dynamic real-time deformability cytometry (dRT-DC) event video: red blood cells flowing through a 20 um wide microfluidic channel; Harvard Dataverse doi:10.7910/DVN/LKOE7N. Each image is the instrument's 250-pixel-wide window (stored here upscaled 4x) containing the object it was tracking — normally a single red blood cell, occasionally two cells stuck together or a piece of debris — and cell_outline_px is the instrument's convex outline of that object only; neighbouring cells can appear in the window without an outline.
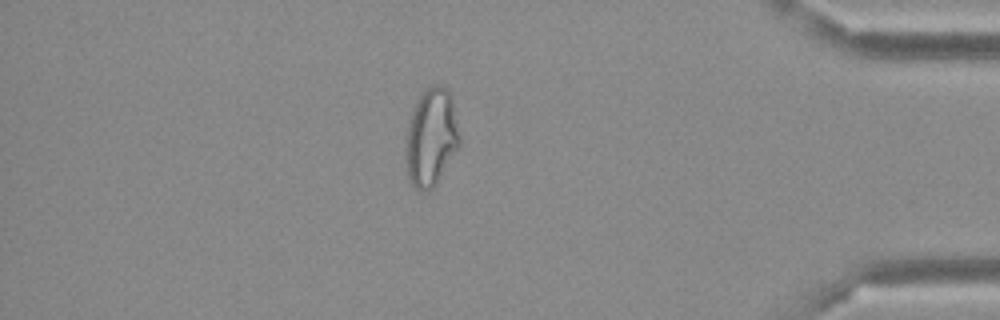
{"species": "Egyptian fruit bat (a non-hibernating species)", "species_latin": "Rousettus aegyptiacus", "temperature_condition": "cold", "stored_images_in_passage": 46, "camera_frame_rate_fps": 3000, "um_per_image_px": 0.085, "frame": {"image": 1, "passage_image": 40, "time_ms": 13.0, "image_size_px": [1000, 320], "cell_outline_px": [[460, 148], [436, 184], [432, 188], [424, 192], [420, 192], [408, 180], [404, 160], [404, 148], [408, 124], [412, 108], [420, 92], [436, 84], [448, 88], [452, 96], [460, 132]], "centroid_in_image_um": [36.64, 11.69], "position_along_channel_um": 398.6, "area_um2": 31.79}}